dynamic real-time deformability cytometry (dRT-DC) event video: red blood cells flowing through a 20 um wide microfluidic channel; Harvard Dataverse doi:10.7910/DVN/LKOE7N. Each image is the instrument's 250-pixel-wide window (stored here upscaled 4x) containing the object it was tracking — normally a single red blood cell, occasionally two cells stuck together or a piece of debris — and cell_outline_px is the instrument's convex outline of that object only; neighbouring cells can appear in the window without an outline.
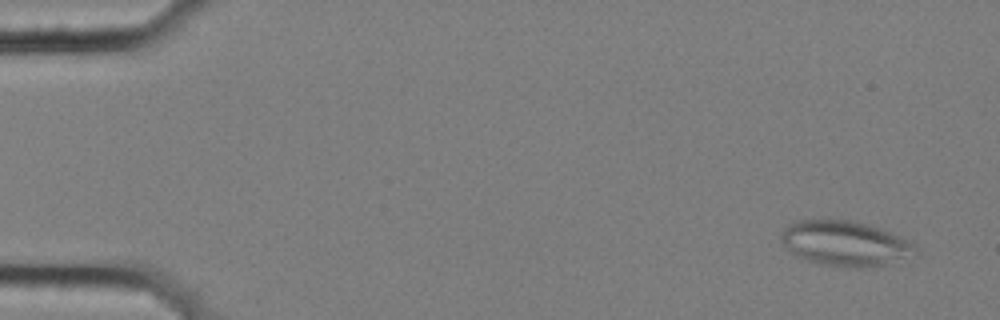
{"species": "common noctule bat (a hibernating species)", "species_latin": "Nyctalus noctula", "temperature_condition": "cold", "stored_images_in_passage": 7, "camera_frame_rate_fps": 3000, "um_per_image_px": 0.085, "animal": {"sex": "female", "body_mass_g": 25.1}, "frame": {"image": 1, "passage_image": 2, "time_ms": 0.333, "image_size_px": [1000, 320], "cell_outline_px": [[916, 248], [884, 264], [860, 268], [840, 268], [820, 264], [796, 256], [780, 240], [780, 236], [784, 228], [788, 224], [796, 220], [852, 220], [868, 224], [880, 228], [908, 240]], "centroid_in_image_um": [71.68, 20.67], "position_along_channel_um": 13.3, "area_um2": 34.45}}